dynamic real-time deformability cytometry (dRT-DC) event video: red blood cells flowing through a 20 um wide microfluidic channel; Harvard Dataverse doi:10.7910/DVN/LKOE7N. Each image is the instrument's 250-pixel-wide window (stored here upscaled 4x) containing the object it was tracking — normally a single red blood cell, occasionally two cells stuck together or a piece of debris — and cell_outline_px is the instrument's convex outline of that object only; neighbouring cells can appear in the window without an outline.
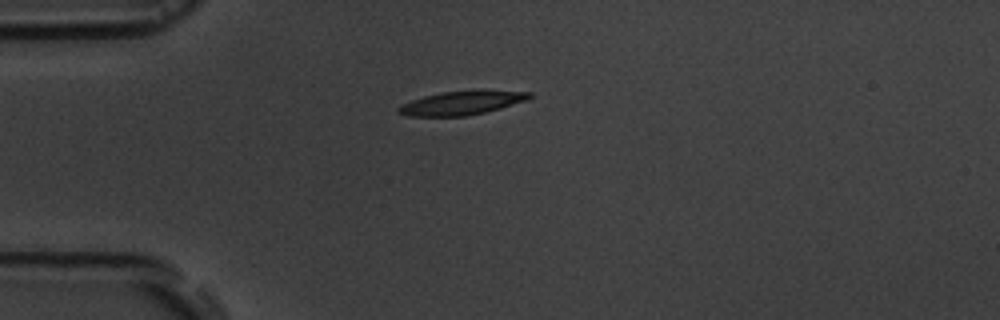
{"species": "common noctule bat (a hibernating species)", "species_latin": "Nyctalus noctula", "temperature_condition": "room temperature", "stored_images_in_passage": 2, "camera_frame_rate_fps": 3000, "um_per_image_px": 0.085, "animal": {"sex": "male", "body_mass_g": 19.5, "forearm_length_mm": 54.6}, "frame": {"image": 1, "passage_image": 1, "time_ms": 0.0, "image_size_px": [1000, 320], "cell_outline_px": [[532, 96], [528, 100], [500, 108], [468, 116], [408, 116], [396, 112], [396, 108], [400, 104], [424, 96], [440, 92], [476, 88], [480, 88], [532, 92]], "centroid_in_image_um": [39.28, 8.71], "position_along_channel_um": 45.7, "area_um2": 18.9}}